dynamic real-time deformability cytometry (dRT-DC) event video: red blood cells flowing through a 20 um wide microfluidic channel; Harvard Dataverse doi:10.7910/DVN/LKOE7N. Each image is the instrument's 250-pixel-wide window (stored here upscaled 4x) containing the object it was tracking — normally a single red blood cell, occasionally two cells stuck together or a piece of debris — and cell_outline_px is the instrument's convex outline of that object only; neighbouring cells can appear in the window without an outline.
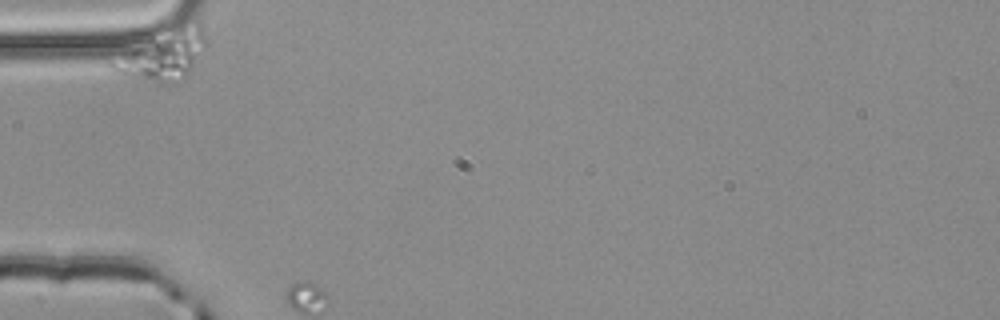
{"species": "common noctule bat (a hibernating species)", "species_latin": "Nyctalus noctula", "temperature_condition": "room temperature", "stored_images_in_passage": 2, "camera_frame_rate_fps": 3000, "um_per_image_px": 0.085, "animal": {"sex": "male", "body_mass_g": 20.4}, "frame": {"image": 1, "passage_image": 1, "time_ms": 0.0, "image_size_px": [1000, 320], "cell_outline_px": [[208, 44], [192, 72], [188, 76], [164, 84], [160, 84], [116, 72], [108, 64], [132, 48], [176, 24], [200, 24], [208, 40]], "centroid_in_image_um": [14.0, 4.68], "position_along_channel_um": 71.0, "area_um2": 26.7}}